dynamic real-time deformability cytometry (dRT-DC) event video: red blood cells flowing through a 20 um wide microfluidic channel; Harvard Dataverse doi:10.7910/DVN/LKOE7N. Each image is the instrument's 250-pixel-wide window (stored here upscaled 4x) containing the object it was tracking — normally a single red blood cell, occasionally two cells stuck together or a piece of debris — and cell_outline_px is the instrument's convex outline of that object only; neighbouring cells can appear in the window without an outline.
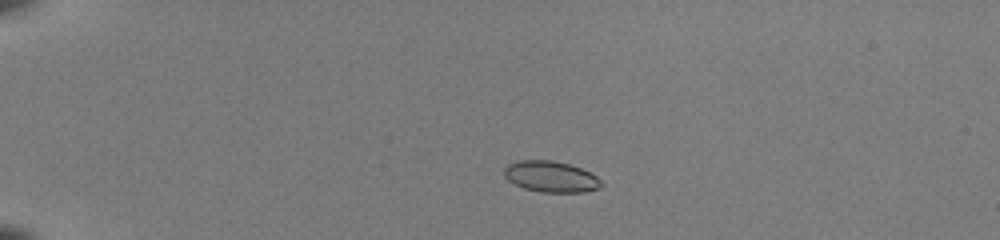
{"species": "common noctule bat (a hibernating species)", "species_latin": "Nyctalus noctula", "temperature_condition": "room temperature", "stored_images_in_passage": 49, "camera_frame_rate_fps": 3000, "um_per_image_px": 0.085, "animal": {"sex": "female", "body_mass_g": 22.0, "forearm_length_mm": 56.7}, "frame": {"image": 1, "passage_image": 10, "time_ms": 3.0, "image_size_px": [1000, 240], "cell_outline_px": [[604, 184], [596, 188], [584, 192], [540, 192], [524, 188], [508, 180], [504, 176], [504, 168], [508, 164], [516, 160], [552, 160], [568, 164], [580, 168], [596, 176]], "centroid_in_image_um": [46.79, 15.01], "position_along_channel_um": 38.2, "area_um2": 17.46}}
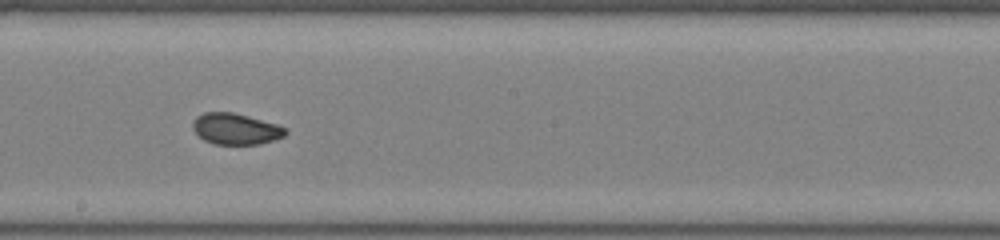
{"frame": {"image": 2, "passage_image": 29, "time_ms": 9.333, "image_size_px": [1000, 240], "cell_outline_px": [[288, 132], [284, 136], [260, 144], [212, 144], [204, 140], [192, 128], [192, 120], [196, 116], [204, 112], [232, 112], [248, 116], [276, 124], [288, 128]], "centroid_in_image_um": [20.02, 10.95], "position_along_channel_um": 228.2, "area_um2": 16.88}}
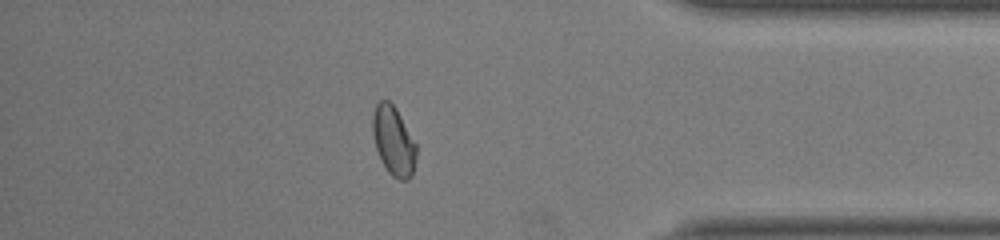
{"frame": {"image": 3, "passage_image": 43, "time_ms": 14.0, "image_size_px": [1000, 240], "cell_outline_px": [[416, 156], [412, 176], [408, 180], [400, 180], [392, 176], [388, 172], [380, 160], [376, 148], [372, 132], [372, 116], [376, 104], [380, 100], [388, 100], [396, 108], [416, 144]], "centroid_in_image_um": [33.44, 11.99], "position_along_channel_um": 401.8, "area_um2": 17.63}, "authors_computed_cell_mechanics": {"area_um2": 17.34, "velocity_mm_per_s": 4.085, "shape_relaxation_time_tau1_ms": null, "shape_relaxation_time_tau2_ms": 0.8461, "deformation_change_tau1": null, "deformation_change_tau2": 0.046}}